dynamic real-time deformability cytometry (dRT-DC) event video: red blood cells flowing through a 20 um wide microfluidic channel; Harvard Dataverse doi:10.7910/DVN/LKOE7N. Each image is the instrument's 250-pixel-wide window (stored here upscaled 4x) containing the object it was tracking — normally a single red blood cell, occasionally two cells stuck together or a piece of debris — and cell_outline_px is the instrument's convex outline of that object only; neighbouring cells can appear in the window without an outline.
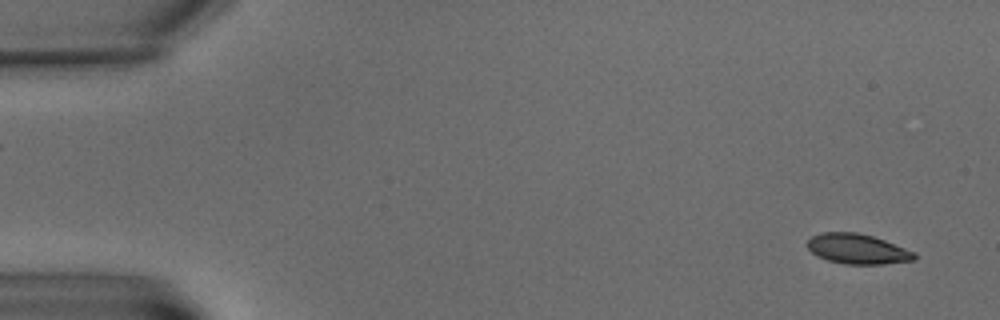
{"species": "common noctule bat (a hibernating species)", "species_latin": "Nyctalus noctula", "temperature_condition": "warm", "stored_images_in_passage": 5, "camera_frame_rate_fps": 3000, "um_per_image_px": 0.085, "animal": {"sex": "male", "body_mass_g": 15.6}, "frame": {"image": 1, "passage_image": 1, "time_ms": 0.0, "image_size_px": [1000, 320], "cell_outline_px": [[916, 260], [884, 264], [844, 264], [828, 260], [816, 256], [808, 248], [808, 240], [812, 236], [820, 232], [856, 232], [872, 236], [884, 240], [916, 252]], "centroid_in_image_um": [72.89, 21.16], "position_along_channel_um": 12.1, "area_um2": 18.79}}
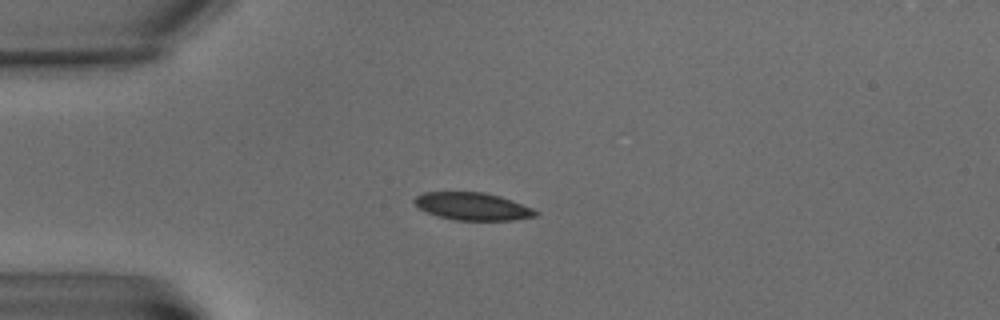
{"frame": {"image": 2, "passage_image": 5, "time_ms": 5.0, "image_size_px": [1000, 320], "cell_outline_px": [[540, 212], [536, 216], [512, 220], [456, 220], [436, 216], [420, 208], [412, 200], [416, 196], [424, 192], [484, 192], [500, 196], [512, 200], [532, 208]], "centroid_in_image_um": [40.18, 17.54], "position_along_channel_um": 44.8, "area_um2": 19.42}}